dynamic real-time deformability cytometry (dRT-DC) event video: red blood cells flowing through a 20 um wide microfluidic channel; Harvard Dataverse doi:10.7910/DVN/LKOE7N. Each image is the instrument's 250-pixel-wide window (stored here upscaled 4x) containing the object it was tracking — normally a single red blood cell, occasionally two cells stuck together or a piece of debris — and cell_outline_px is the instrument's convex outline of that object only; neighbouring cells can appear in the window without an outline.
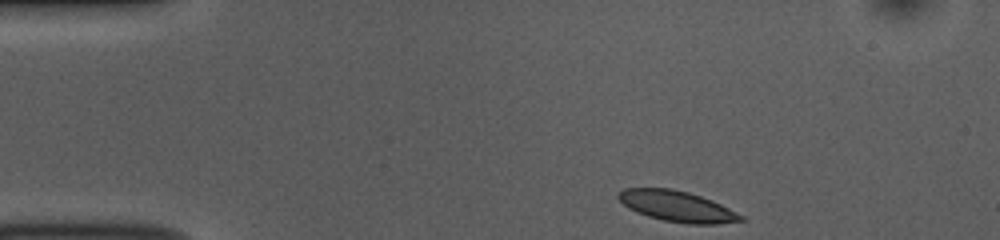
{"species": "common noctule bat (a hibernating species)", "species_latin": "Nyctalus noctula", "temperature_condition": "room temperature", "stored_images_in_passage": 45, "camera_frame_rate_fps": 3000, "um_per_image_px": 0.085, "animal": {"sex": "female", "body_mass_g": 10.0, "forearm_length_mm": 53.1}, "frame": {"image": 1, "passage_image": 1, "time_ms": 0.0, "image_size_px": [1000, 240], "cell_outline_px": [[744, 220], [716, 224], [688, 224], [664, 220], [648, 216], [636, 212], [628, 208], [616, 196], [616, 192], [624, 188], [672, 188], [688, 192], [712, 200], [744, 216]], "centroid_in_image_um": [57.51, 17.52], "position_along_channel_um": 27.5, "area_um2": 21.91}}
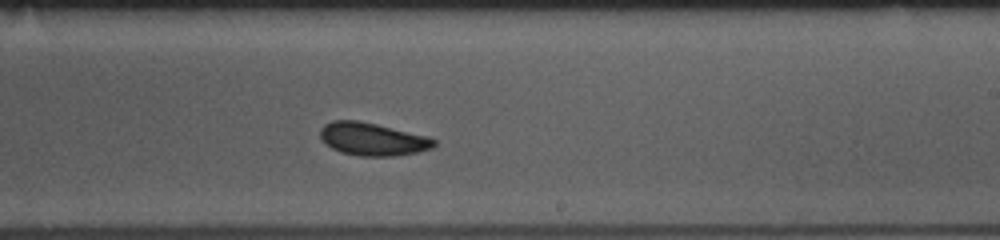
{"frame": {"image": 2, "passage_image": 24, "time_ms": 7.667, "image_size_px": [1000, 240], "cell_outline_px": [[436, 144], [432, 148], [416, 152], [396, 156], [360, 156], [340, 152], [332, 148], [320, 136], [320, 128], [324, 124], [332, 120], [356, 120], [376, 124], [428, 136], [436, 140]], "centroid_in_image_um": [31.67, 11.82], "position_along_channel_um": 257.3, "area_um2": 21.68}}
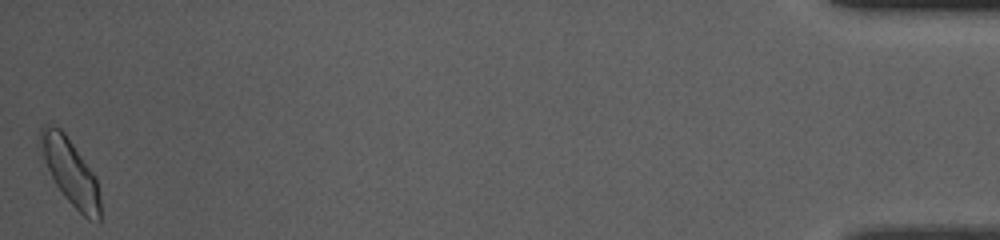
{"frame": {"image": 3, "passage_image": 45, "time_ms": 14.667, "image_size_px": [1000, 240], "cell_outline_px": [[100, 224], [88, 220], [64, 196], [56, 184], [48, 168], [44, 156], [40, 136], [40, 128], [48, 124], [60, 128], [64, 132], [96, 176], [100, 200]], "centroid_in_image_um": [6.04, 14.65], "position_along_channel_um": 429.2, "area_um2": 22.37}, "authors_computed_cell_mechanics": {"area_um2": 21.675, "velocity_mm_per_s": 3.7758, "shape_relaxation_time_tau1_ms": 2.3779, "shape_relaxation_time_tau2_ms": 1.2269, "deformation_change_tau1": 0.0842, "deformation_change_tau2": 0.0456}}